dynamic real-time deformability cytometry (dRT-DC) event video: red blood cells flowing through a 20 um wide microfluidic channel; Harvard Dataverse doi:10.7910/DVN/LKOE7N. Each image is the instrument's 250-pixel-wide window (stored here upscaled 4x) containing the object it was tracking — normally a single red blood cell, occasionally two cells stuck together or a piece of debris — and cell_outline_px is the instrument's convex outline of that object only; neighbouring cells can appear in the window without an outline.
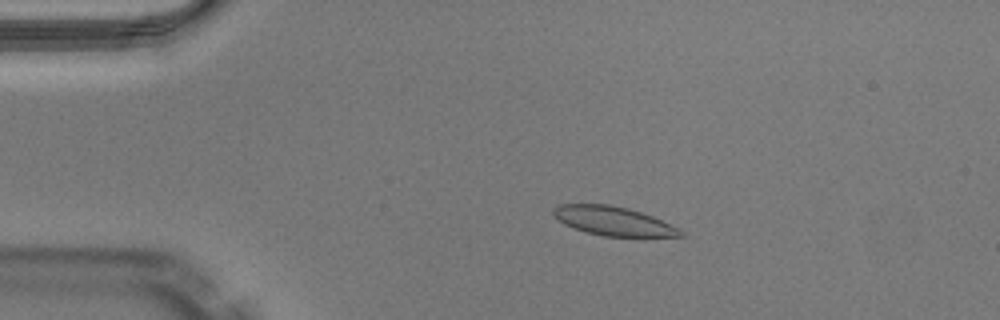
{"species": "Egyptian fruit bat (a non-hibernating species)", "species_latin": "Rousettus aegyptiacus", "temperature_condition": "warm", "stored_images_in_passage": 50, "camera_frame_rate_fps": 3000, "um_per_image_px": 0.085, "animal": {"sex": "male"}, "frame": {"image": 1, "passage_image": 10, "time_ms": 3.0, "image_size_px": [1000, 320], "cell_outline_px": [[688, 236], [604, 236], [588, 232], [564, 224], [552, 212], [552, 208], [560, 204], [608, 204], [628, 208], [652, 216], [680, 228]], "centroid_in_image_um": [52.17, 18.78], "position_along_channel_um": 32.8, "area_um2": 21.21}}
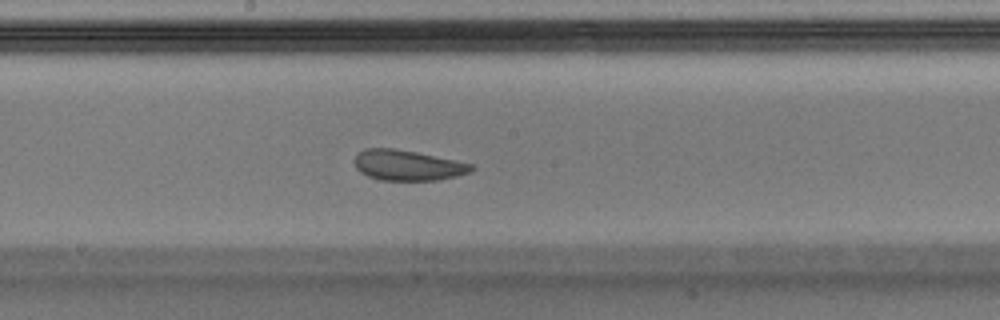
{"frame": {"image": 2, "passage_image": 27, "time_ms": 8.667, "image_size_px": [1000, 320], "cell_outline_px": [[476, 168], [472, 172], [456, 176], [436, 180], [380, 180], [368, 176], [360, 172], [356, 168], [352, 160], [364, 148], [392, 148], [416, 152], [472, 164]], "centroid_in_image_um": [34.63, 14.05], "position_along_channel_um": 213.6, "area_um2": 20.69}}
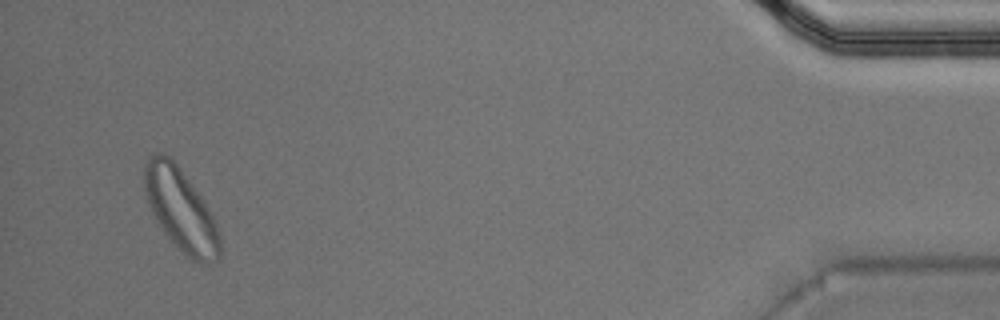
{"frame": {"image": 3, "passage_image": 48, "time_ms": 15.667, "image_size_px": [1000, 320], "cell_outline_px": [[220, 260], [208, 264], [200, 264], [192, 260], [164, 232], [156, 220], [148, 204], [144, 192], [144, 164], [148, 156], [156, 152], [160, 152], [172, 156], [200, 196], [208, 208], [216, 224], [220, 236]], "centroid_in_image_um": [15.35, 17.79], "position_along_channel_um": 419.9, "area_um2": 36.24}, "authors_computed_cell_mechanics": {"area_um2": 22.3686, "velocity_mm_per_s": 4.0178, "shape_relaxation_time_tau1_ms": 3.4536, "shape_relaxation_time_tau2_ms": 4.6239, "deformation_change_tau1": 0.1137, "deformation_change_tau2": 0.1132}}